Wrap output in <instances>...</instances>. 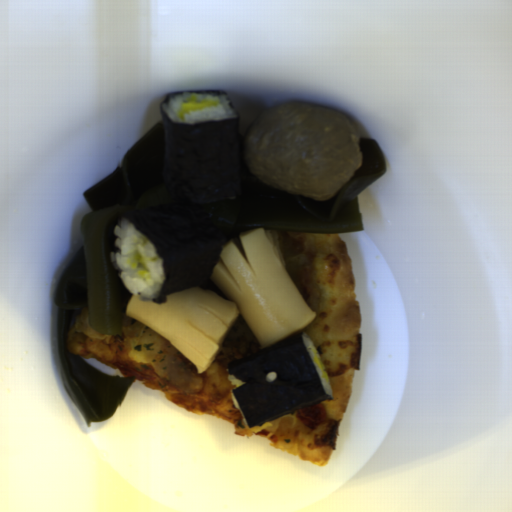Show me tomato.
Wrapping results in <instances>:
<instances>
[{
    "mask_svg": "<svg viewBox=\"0 0 512 512\" xmlns=\"http://www.w3.org/2000/svg\"><path fill=\"white\" fill-rule=\"evenodd\" d=\"M296 417L310 429L319 428L327 418V411L324 405L316 404L303 409L296 410Z\"/></svg>",
    "mask_w": 512,
    "mask_h": 512,
    "instance_id": "1",
    "label": "tomato"
},
{
    "mask_svg": "<svg viewBox=\"0 0 512 512\" xmlns=\"http://www.w3.org/2000/svg\"><path fill=\"white\" fill-rule=\"evenodd\" d=\"M113 365L123 378L135 377L133 381H140L141 379L145 378V375L133 370L124 364L115 362Z\"/></svg>",
    "mask_w": 512,
    "mask_h": 512,
    "instance_id": "2",
    "label": "tomato"
}]
</instances>
